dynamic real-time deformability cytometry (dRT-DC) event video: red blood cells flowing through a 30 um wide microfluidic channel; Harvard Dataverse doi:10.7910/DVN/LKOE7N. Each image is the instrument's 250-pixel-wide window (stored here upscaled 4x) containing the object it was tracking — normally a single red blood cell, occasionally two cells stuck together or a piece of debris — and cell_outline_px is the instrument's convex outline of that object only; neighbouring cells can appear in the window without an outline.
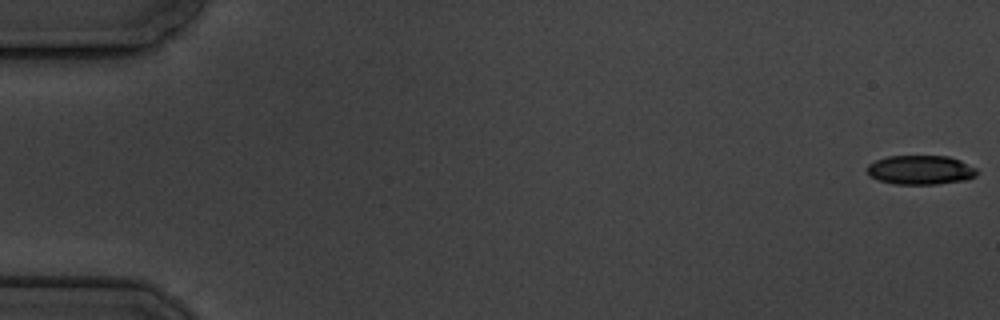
{"species": "common noctule bat (a hibernating species)", "species_latin": "Nyctalus noctula", "temperature_condition": "cold", "stored_images_in_passage": 6, "camera_frame_rate_fps": 3000, "um_per_image_px": 0.085, "animal": {"sex": "male", "body_mass_g": 19.5, "forearm_length_mm": 54.6}, "frame": {"image": 1, "passage_image": 1, "time_ms": 0.0, "image_size_px": [1000, 320], "cell_outline_px": [[976, 176], [968, 180], [936, 184], [892, 184], [868, 176], [864, 168], [868, 164], [876, 160], [888, 156], [948, 156], [960, 160], [976, 168]], "centroid_in_image_um": [78.21, 14.45], "position_along_channel_um": 6.8, "area_um2": 18.9}}